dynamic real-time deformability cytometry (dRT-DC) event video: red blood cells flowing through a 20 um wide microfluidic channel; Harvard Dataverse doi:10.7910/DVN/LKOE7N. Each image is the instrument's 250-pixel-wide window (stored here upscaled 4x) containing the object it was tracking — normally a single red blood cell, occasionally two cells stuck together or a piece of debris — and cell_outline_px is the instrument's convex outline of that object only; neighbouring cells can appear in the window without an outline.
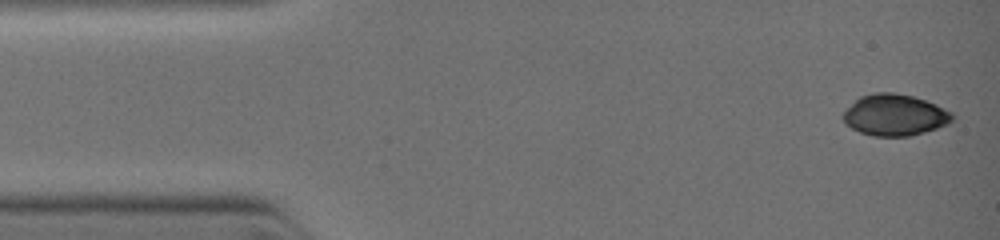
{"species": "common noctule bat (a hibernating species)", "species_latin": "Nyctalus noctula", "temperature_condition": "warm", "stored_images_in_passage": 4, "camera_frame_rate_fps": 3000, "um_per_image_px": 0.085, "animal": {"sex": "female", "body_mass_g": 19.0, "forearm_length_mm": 51.5}, "frame": {"image": 1, "passage_image": 1, "time_ms": 0.0, "image_size_px": [1000, 240], "cell_outline_px": [[952, 120], [948, 124], [924, 132], [908, 136], [872, 136], [860, 132], [844, 124], [844, 112], [860, 96], [876, 92], [892, 92], [912, 96], [936, 104], [952, 112]], "centroid_in_image_um": [76.05, 9.78], "position_along_channel_um": 8.9, "area_um2": 26.07}}
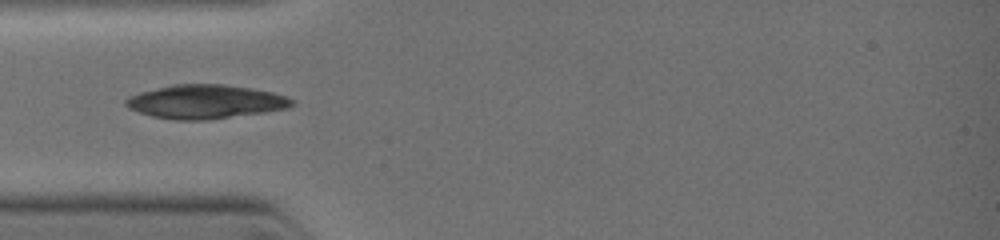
{"frame": {"image": 2, "passage_image": 4, "time_ms": 3.0, "image_size_px": [1000, 240], "cell_outline_px": [[296, 104], [288, 108], [264, 112], [204, 120], [176, 120], [152, 116], [128, 108], [124, 104], [124, 100], [140, 92], [172, 84], [220, 84], [252, 88], [272, 92], [284, 96], [292, 100]], "centroid_in_image_um": [17.45, 8.64], "position_along_channel_um": 67.5, "area_um2": 32.48}}